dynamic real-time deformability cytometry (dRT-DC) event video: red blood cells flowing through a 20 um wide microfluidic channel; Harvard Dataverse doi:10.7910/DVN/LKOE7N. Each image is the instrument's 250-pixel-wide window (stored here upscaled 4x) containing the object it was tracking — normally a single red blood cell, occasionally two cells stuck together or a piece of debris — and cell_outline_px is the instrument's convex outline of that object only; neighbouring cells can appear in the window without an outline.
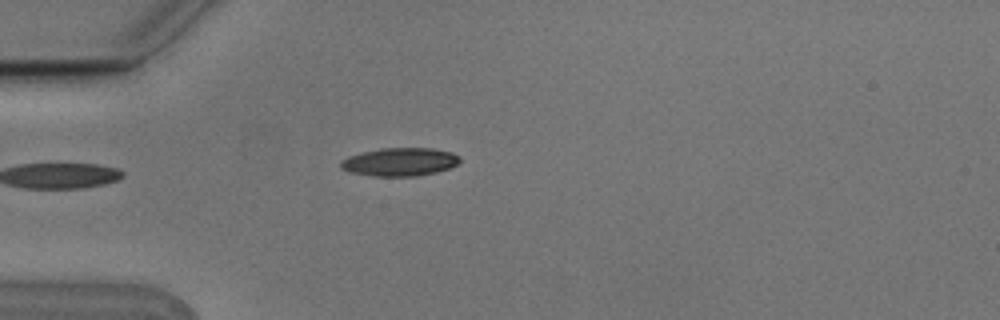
{"species": "Egyptian fruit bat (a non-hibernating species)", "species_latin": "Rousettus aegyptiacus", "temperature_condition": "cold", "stored_images_in_passage": 1, "camera_frame_rate_fps": 3000, "um_per_image_px": 0.085, "animal": {"sex": "male"}, "frame": {"image": 1, "passage_image": 1, "time_ms": 0.0, "image_size_px": [1000, 320], "cell_outline_px": [[460, 160], [456, 164], [448, 168], [436, 172], [416, 176], [372, 176], [348, 172], [340, 168], [340, 160], [348, 156], [380, 148], [432, 148], [452, 152], [460, 156]], "centroid_in_image_um": [33.95, 13.76], "position_along_channel_um": 51.0, "area_um2": 19.65}}